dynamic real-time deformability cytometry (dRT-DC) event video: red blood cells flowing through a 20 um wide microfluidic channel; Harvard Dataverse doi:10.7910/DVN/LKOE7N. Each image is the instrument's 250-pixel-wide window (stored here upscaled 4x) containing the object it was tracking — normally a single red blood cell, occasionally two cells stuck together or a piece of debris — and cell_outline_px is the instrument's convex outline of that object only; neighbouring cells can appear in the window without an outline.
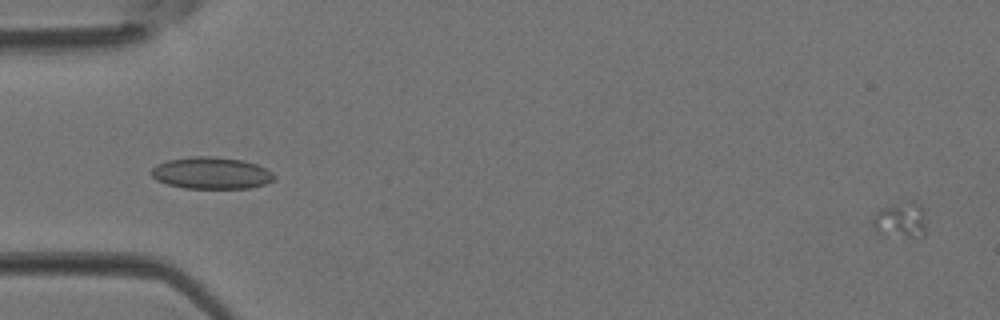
{"species": "Egyptian fruit bat (a non-hibernating species)", "species_latin": "Rousettus aegyptiacus", "temperature_condition": "room temperature", "stored_images_in_passage": 5, "camera_frame_rate_fps": 3000, "um_per_image_px": 0.085, "animal": {"sex": "female"}, "frame": {"image": 1, "passage_image": 5, "time_ms": 1.333, "image_size_px": [1000, 320], "cell_outline_px": [[924, 236], [884, 236], [876, 232], [872, 228], [872, 220], [876, 212], [880, 208], [916, 204], [920, 204], [924, 212]], "centroid_in_image_um": [76.48, 18.79], "position_along_channel_um": 8.5, "area_um2": 10.58}}